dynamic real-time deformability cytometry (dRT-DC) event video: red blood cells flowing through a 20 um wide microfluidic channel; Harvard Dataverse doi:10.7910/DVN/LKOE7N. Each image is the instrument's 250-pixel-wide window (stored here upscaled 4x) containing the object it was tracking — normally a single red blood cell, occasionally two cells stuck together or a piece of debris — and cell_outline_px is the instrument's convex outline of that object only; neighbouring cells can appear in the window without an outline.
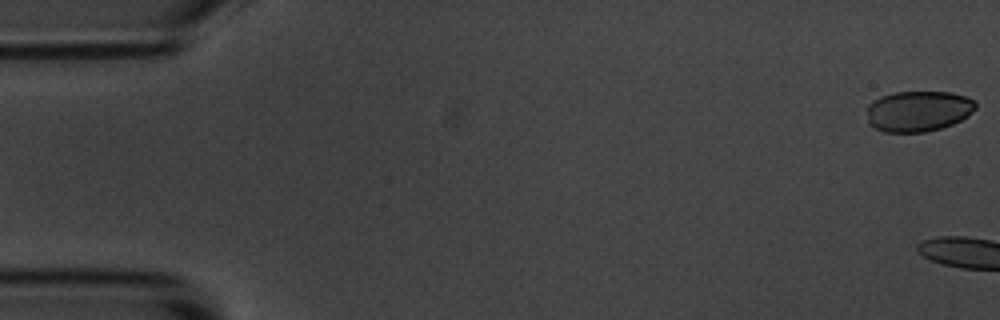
{"species": "common noctule bat (a hibernating species)", "species_latin": "Nyctalus noctula", "temperature_condition": "room temperature", "stored_images_in_passage": 7, "camera_frame_rate_fps": 3000, "um_per_image_px": 0.085, "animal": {"sex": "male", "body_mass_g": 20.1, "forearm_length_mm": 53.5}, "frame": {"image": 1, "passage_image": 1, "time_ms": 0.0, "image_size_px": [1000, 320], "cell_outline_px": [[976, 108], [968, 116], [952, 124], [940, 128], [924, 132], [884, 132], [868, 124], [868, 104], [880, 96], [896, 92], [948, 92], [964, 96], [976, 100]], "centroid_in_image_um": [78.05, 9.44], "position_along_channel_um": 6.9, "area_um2": 25.78}}
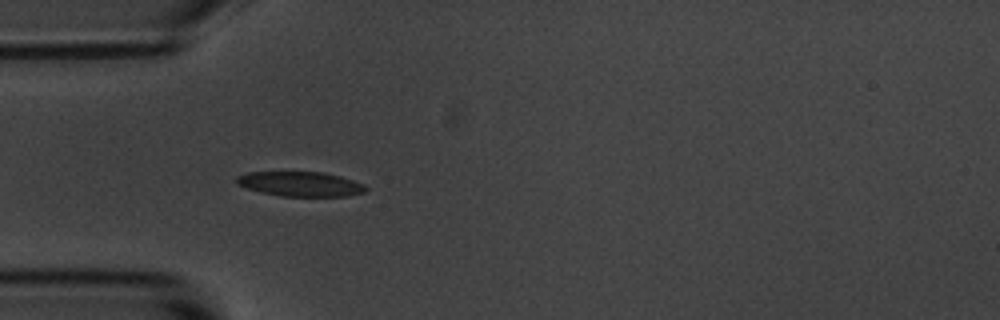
{"frame": {"image": 2, "passage_image": 7, "time_ms": 7.0, "image_size_px": [1000, 320], "cell_outline_px": [[368, 188], [364, 192], [348, 196], [280, 196], [260, 192], [236, 184], [236, 176], [248, 172], [324, 172], [340, 176], [364, 184]], "centroid_in_image_um": [25.53, 15.64], "position_along_channel_um": 59.5, "area_um2": 18.61}}